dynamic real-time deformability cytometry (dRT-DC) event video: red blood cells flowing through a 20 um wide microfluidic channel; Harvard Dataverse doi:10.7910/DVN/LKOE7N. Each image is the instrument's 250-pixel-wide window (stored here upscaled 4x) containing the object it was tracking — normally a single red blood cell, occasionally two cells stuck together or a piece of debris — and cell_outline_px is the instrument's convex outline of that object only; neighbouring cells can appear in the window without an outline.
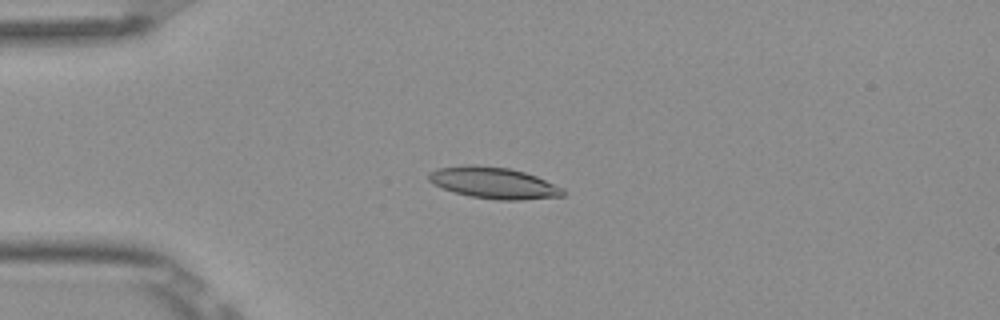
{"species": "Egyptian fruit bat (a non-hibernating species)", "species_latin": "Rousettus aegyptiacus", "temperature_condition": "room temperature", "stored_images_in_passage": 6, "camera_frame_rate_fps": 3000, "um_per_image_px": 0.085, "frame": {"image": 1, "passage_image": 4, "time_ms": 1.0, "image_size_px": [1000, 320], "cell_outline_px": [[568, 192], [564, 196], [520, 200], [500, 200], [472, 196], [456, 192], [432, 184], [428, 180], [428, 172], [436, 168], [464, 164], [476, 164], [508, 168], [524, 172], [536, 176], [564, 188]], "centroid_in_image_um": [41.97, 15.53], "position_along_channel_um": 43.0, "area_um2": 24.74}}
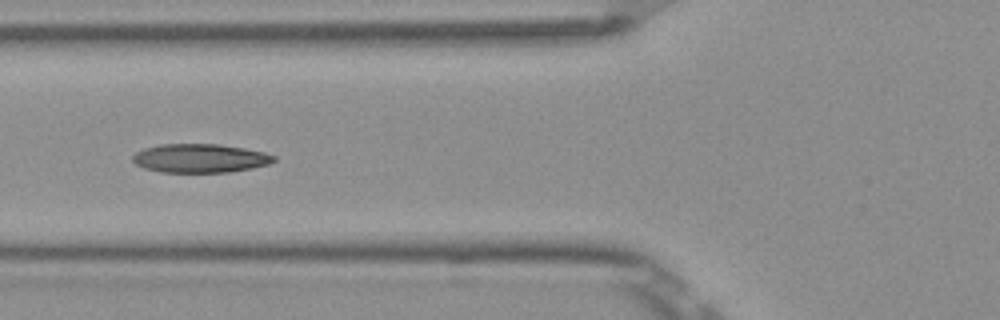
{"frame": {"image": 2, "passage_image": 6, "time_ms": 1.667, "image_size_px": [1000, 320], "cell_outline_px": [[276, 160], [268, 164], [252, 168], [228, 172], [160, 172], [144, 168], [136, 164], [132, 160], [132, 156], [136, 152], [144, 148], [160, 144], [220, 144], [244, 148], [264, 152], [276, 156]], "centroid_in_image_um": [17.0, 13.45], "position_along_channel_um": 108.8, "area_um2": 23.7}}